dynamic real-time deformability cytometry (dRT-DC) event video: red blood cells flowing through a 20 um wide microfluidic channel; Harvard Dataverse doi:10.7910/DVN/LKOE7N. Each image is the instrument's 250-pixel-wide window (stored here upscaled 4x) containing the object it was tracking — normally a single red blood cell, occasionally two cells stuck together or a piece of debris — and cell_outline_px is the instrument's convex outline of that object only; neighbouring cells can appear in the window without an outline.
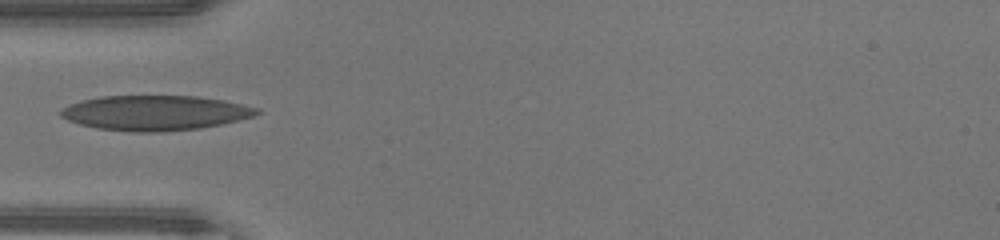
{"species": "human", "species_latin": "Homo sapiens", "temperature_condition": "warm", "stored_images_in_passage": 32, "camera_frame_rate_fps": 3000, "um_per_image_px": 0.085, "donor": {"sex": "male"}, "frame": {"image": 1, "passage_image": 1, "time_ms": 0.0, "image_size_px": [1000, 240], "cell_outline_px": [[264, 112], [252, 116], [220, 124], [200, 128], [164, 132], [136, 132], [96, 128], [80, 124], [68, 120], [60, 116], [60, 108], [68, 104], [100, 96], [200, 96], [224, 100], [260, 108]], "centroid_in_image_um": [13.18, 9.59], "position_along_channel_um": 71.8, "area_um2": 40.06}}
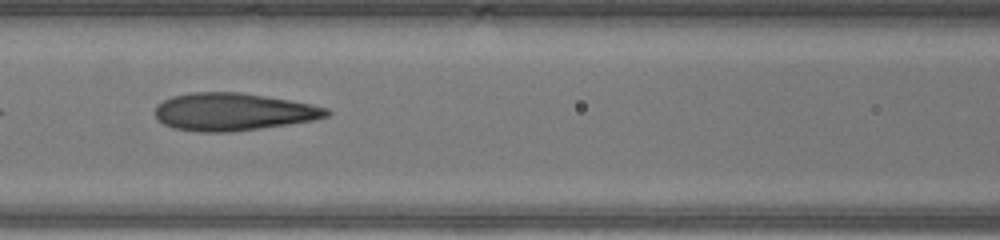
{"frame": {"image": 2, "passage_image": 6, "time_ms": 1.667, "image_size_px": [1000, 240], "cell_outline_px": [[332, 112], [328, 116], [312, 120], [288, 124], [228, 132], [200, 132], [176, 128], [164, 124], [156, 116], [156, 104], [172, 96], [192, 92], [240, 92], [312, 104], [328, 108]], "centroid_in_image_um": [19.82, 9.5], "position_along_channel_um": 146.8, "area_um2": 37.22}}
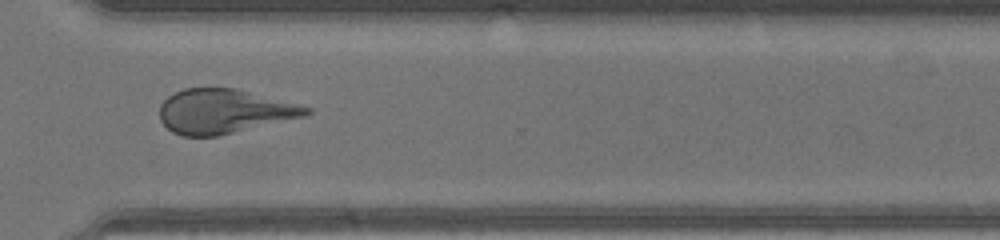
{"frame": {"image": 3, "passage_image": 20, "time_ms": 6.333, "image_size_px": [1000, 240], "cell_outline_px": [[312, 112], [304, 116], [216, 136], [184, 136], [172, 132], [160, 120], [160, 104], [168, 96], [184, 88], [236, 88], [312, 108]], "centroid_in_image_um": [19.0, 9.45], "position_along_channel_um": 351.6, "area_um2": 37.4}}